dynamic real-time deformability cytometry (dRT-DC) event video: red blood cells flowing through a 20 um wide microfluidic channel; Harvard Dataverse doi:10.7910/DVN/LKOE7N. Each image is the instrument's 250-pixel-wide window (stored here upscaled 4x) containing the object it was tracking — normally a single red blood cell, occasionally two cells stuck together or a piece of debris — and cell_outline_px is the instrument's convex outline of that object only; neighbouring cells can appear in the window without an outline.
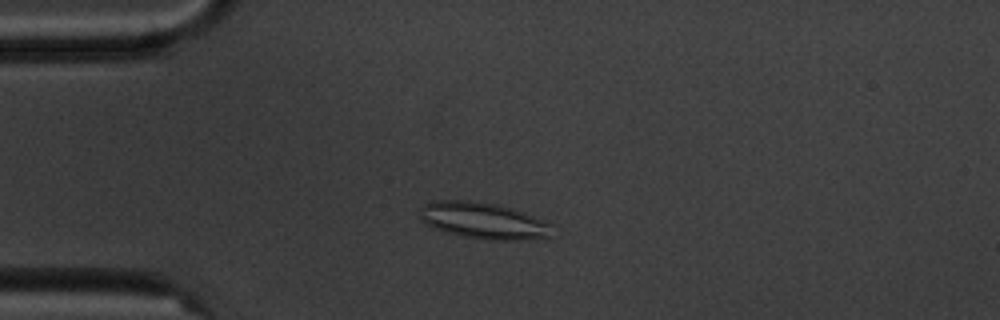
{"species": "common noctule bat (a hibernating species)", "species_latin": "Nyctalus noctula", "temperature_condition": "cold", "stored_images_in_passage": 6, "camera_frame_rate_fps": 3000, "um_per_image_px": 0.085, "animal": {"sex": "male", "body_mass_g": 20.1, "forearm_length_mm": 53.5}, "frame": {"image": 1, "passage_image": 4, "time_ms": 3.667, "image_size_px": [1000, 320], "cell_outline_px": [[556, 224], [548, 236], [516, 240], [488, 240], [464, 236], [432, 228], [420, 220], [420, 208], [424, 204], [432, 200], [464, 200], [496, 204]], "centroid_in_image_um": [41.04, 18.75], "position_along_channel_um": 44.0, "area_um2": 27.86}}
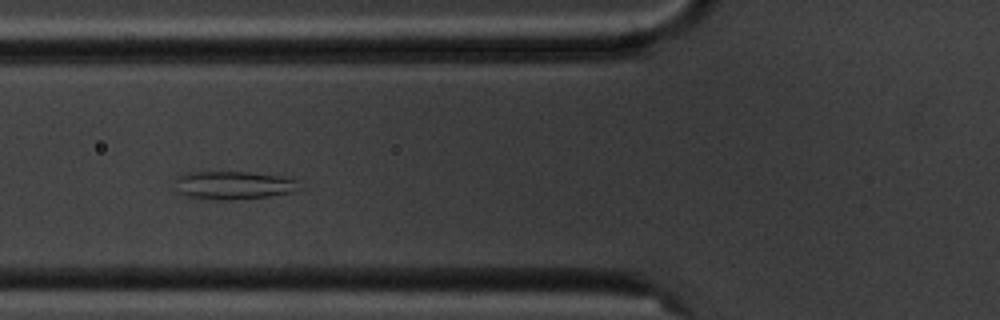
{"frame": {"image": 2, "passage_image": 6, "time_ms": 6.0, "image_size_px": [1000, 320], "cell_outline_px": [[300, 180], [292, 192], [268, 196], [232, 200], [224, 200], [188, 196], [176, 192], [172, 180], [188, 172], [248, 172], [280, 176]], "centroid_in_image_um": [19.77, 15.74], "position_along_channel_um": 106.0, "area_um2": 20.29}}